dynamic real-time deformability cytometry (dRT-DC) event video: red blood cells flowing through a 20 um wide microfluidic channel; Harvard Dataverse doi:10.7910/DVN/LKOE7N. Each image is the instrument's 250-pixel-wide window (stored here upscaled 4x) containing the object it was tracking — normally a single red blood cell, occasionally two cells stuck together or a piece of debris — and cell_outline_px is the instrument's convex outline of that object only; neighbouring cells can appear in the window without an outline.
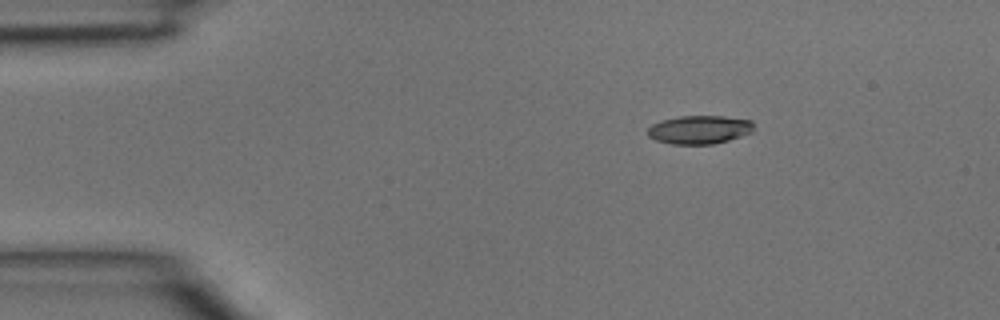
{"species": "common noctule bat (a hibernating species)", "species_latin": "Nyctalus noctula", "temperature_condition": "room temperature", "stored_images_in_passage": 3, "camera_frame_rate_fps": 3000, "um_per_image_px": 0.085, "animal": {"sex": "male", "body_mass_g": 15.6}, "frame": {"image": 1, "passage_image": 1, "time_ms": 0.0, "image_size_px": [1000, 320], "cell_outline_px": [[752, 132], [728, 140], [712, 144], [672, 144], [656, 140], [648, 136], [648, 128], [652, 124], [664, 120], [680, 116], [724, 116], [752, 120]], "centroid_in_image_um": [59.45, 11.02], "position_along_channel_um": 25.6, "area_um2": 17.4}}
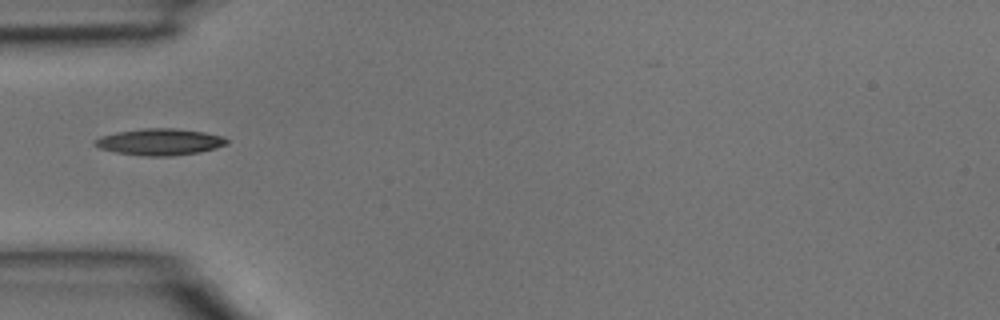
{"frame": {"image": 2, "passage_image": 3, "time_ms": 0.667, "image_size_px": [1000, 320], "cell_outline_px": [[228, 144], [216, 148], [200, 152], [172, 156], [144, 156], [116, 152], [100, 148], [92, 144], [100, 136], [116, 132], [144, 128], [176, 128], [204, 132], [224, 136], [228, 140]], "centroid_in_image_um": [13.61, 12.06], "position_along_channel_um": 71.4, "area_um2": 20.52}}